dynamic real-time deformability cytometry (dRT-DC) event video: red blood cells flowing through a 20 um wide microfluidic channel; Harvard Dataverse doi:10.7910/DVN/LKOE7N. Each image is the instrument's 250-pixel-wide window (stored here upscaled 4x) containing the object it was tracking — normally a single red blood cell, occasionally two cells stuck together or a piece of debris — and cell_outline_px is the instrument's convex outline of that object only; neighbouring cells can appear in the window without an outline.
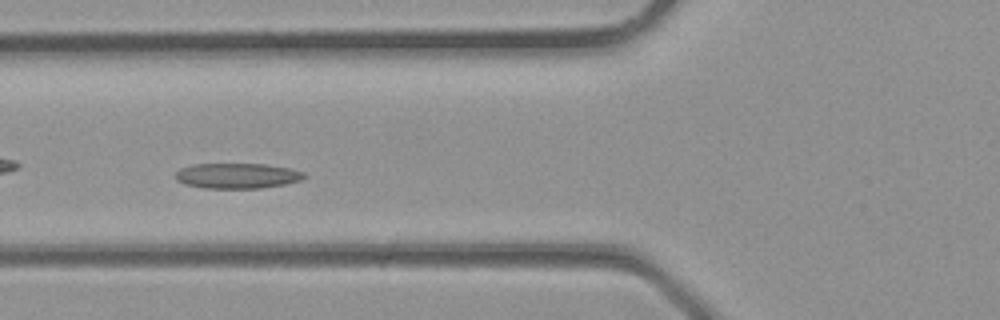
{"species": "common noctule bat (a hibernating species)", "species_latin": "Nyctalus noctula", "temperature_condition": "room temperature", "stored_images_in_passage": 32, "camera_frame_rate_fps": 3000, "um_per_image_px": 0.085, "animal": {"sex": "male", "body_mass_g": 23.1, "forearm_length_mm": 52.7}, "frame": {"image": 1, "passage_image": 10, "time_ms": 3.0, "image_size_px": [1000, 320], "cell_outline_px": [[308, 176], [300, 180], [284, 184], [260, 188], [204, 188], [184, 184], [176, 180], [176, 172], [180, 168], [192, 164], [264, 164], [288, 168], [304, 172]], "centroid_in_image_um": [20.14, 14.94], "position_along_channel_um": 105.7, "area_um2": 18.96}}
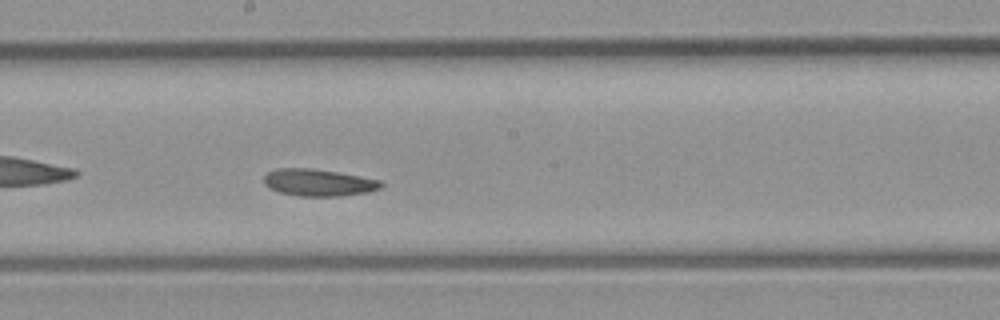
{"frame": {"image": 2, "passage_image": 16, "time_ms": 5.0, "image_size_px": [1000, 320], "cell_outline_px": [[384, 184], [380, 188], [368, 192], [340, 196], [300, 196], [280, 192], [268, 188], [264, 184], [264, 176], [268, 172], [276, 168], [312, 168], [360, 176], [380, 180]], "centroid_in_image_um": [27.05, 15.51], "position_along_channel_um": 221.1, "area_um2": 18.44}}
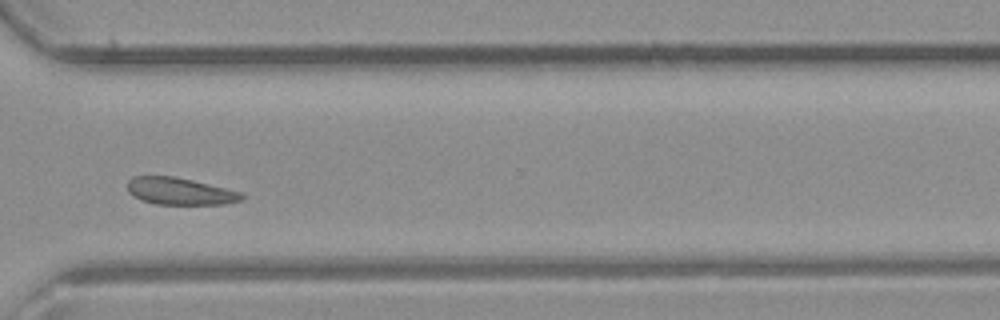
{"frame": {"image": 3, "passage_image": 23, "time_ms": 7.333, "image_size_px": [1000, 320], "cell_outline_px": [[244, 196], [240, 200], [224, 204], [156, 204], [140, 200], [132, 196], [128, 192], [128, 180], [132, 176], [172, 176], [192, 180], [244, 192]], "centroid_in_image_um": [15.27, 16.25], "position_along_channel_um": 355.3, "area_um2": 18.09}}